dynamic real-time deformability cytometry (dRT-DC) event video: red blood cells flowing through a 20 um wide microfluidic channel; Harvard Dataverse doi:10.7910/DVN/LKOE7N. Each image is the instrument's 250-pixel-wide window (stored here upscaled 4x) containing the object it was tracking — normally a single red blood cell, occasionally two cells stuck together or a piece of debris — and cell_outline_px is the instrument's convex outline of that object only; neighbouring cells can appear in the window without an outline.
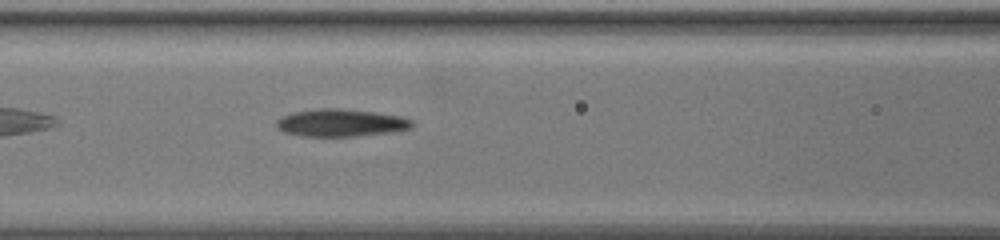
{"species": "common noctule bat (a hibernating species)", "species_latin": "Nyctalus noctula", "temperature_condition": "warm", "stored_images_in_passage": 41, "camera_frame_rate_fps": 3000, "um_per_image_px": 0.085, "animal": {"sex": "female", "body_mass_g": 19.5, "forearm_length_mm": 54.1}, "frame": {"image": 1, "passage_image": 18, "time_ms": 5.667, "image_size_px": [1000, 240], "cell_outline_px": [[412, 128], [392, 132], [356, 136], [300, 136], [284, 132], [276, 128], [276, 120], [284, 116], [296, 112], [316, 108], [340, 108], [376, 112], [400, 116], [412, 120]], "centroid_in_image_um": [28.97, 10.44], "position_along_channel_um": 137.6, "area_um2": 21.73}}
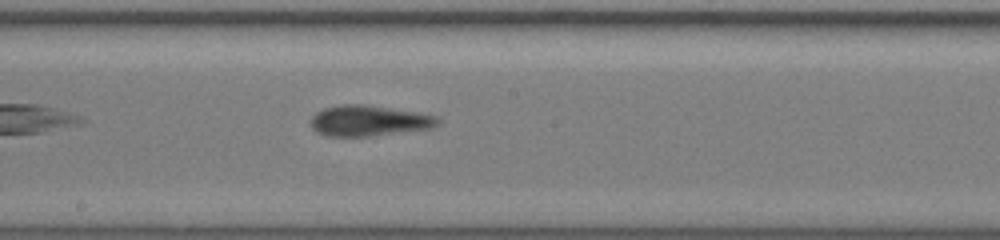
{"frame": {"image": 2, "passage_image": 25, "time_ms": 8.0, "image_size_px": [1000, 240], "cell_outline_px": [[440, 120], [432, 128], [368, 136], [328, 136], [316, 132], [312, 128], [312, 116], [316, 112], [324, 108], [344, 104], [364, 104], [416, 112], [436, 116]], "centroid_in_image_um": [31.33, 10.26], "position_along_channel_um": 216.9, "area_um2": 22.43}}
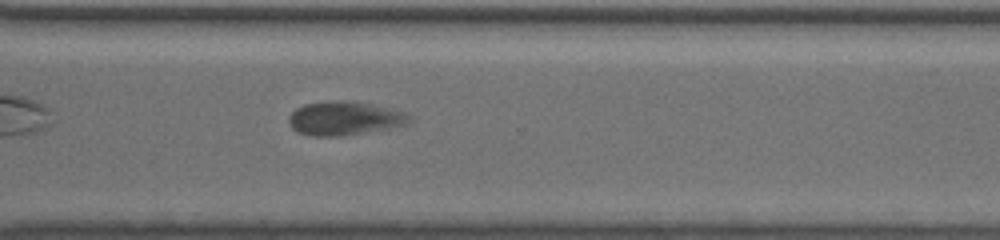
{"frame": {"image": 3, "passage_image": 36, "time_ms": 11.667, "image_size_px": [1000, 240], "cell_outline_px": [[412, 120], [408, 124], [392, 128], [344, 136], [312, 136], [296, 132], [292, 128], [288, 120], [292, 112], [296, 108], [304, 104], [332, 100], [352, 100], [368, 104], [412, 116]], "centroid_in_image_um": [29.23, 10.07], "position_along_channel_um": 341.4, "area_um2": 23.64}}